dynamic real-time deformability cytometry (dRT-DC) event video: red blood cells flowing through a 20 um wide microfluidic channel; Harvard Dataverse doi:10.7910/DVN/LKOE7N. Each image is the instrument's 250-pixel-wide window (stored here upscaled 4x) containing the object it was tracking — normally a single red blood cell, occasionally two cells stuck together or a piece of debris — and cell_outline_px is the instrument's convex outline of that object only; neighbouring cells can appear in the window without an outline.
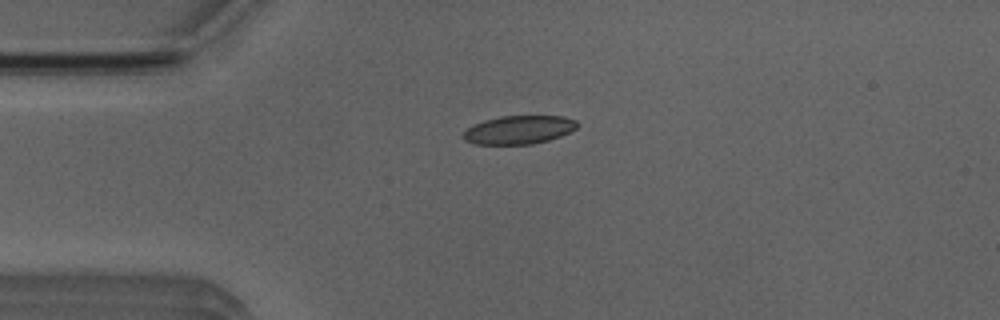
{"species": "Egyptian fruit bat (a non-hibernating species)", "species_latin": "Rousettus aegyptiacus", "temperature_condition": "room temperature", "stored_images_in_passage": 3, "camera_frame_rate_fps": 3000, "um_per_image_px": 0.085, "animal": {"sex": "male"}, "frame": {"image": 1, "passage_image": 1, "time_ms": 0.0, "image_size_px": [1000, 320], "cell_outline_px": [[580, 124], [576, 128], [560, 136], [548, 140], [532, 144], [476, 144], [464, 140], [460, 136], [472, 124], [484, 120], [500, 116], [564, 116], [576, 120]], "centroid_in_image_um": [44.09, 11.03], "position_along_channel_um": 40.9, "area_um2": 18.96}}